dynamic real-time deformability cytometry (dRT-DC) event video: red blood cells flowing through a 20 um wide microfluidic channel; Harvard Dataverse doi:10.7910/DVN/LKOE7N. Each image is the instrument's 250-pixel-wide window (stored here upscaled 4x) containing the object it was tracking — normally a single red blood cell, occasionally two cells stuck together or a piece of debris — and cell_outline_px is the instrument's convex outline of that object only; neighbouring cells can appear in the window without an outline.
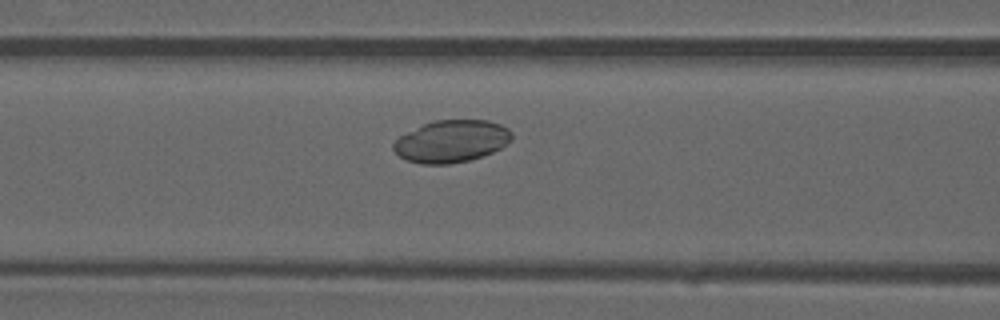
{"species": "common noctule bat (a hibernating species)", "species_latin": "Nyctalus noctula", "temperature_condition": "warm", "stored_images_in_passage": 43, "camera_frame_rate_fps": 3000, "um_per_image_px": 0.085, "animal": {"sex": "male", "forearm_length_mm": 52.5}, "frame": {"image": 1, "passage_image": 13, "time_ms": 4.0, "image_size_px": [1000, 320], "cell_outline_px": [[512, 140], [500, 148], [492, 152], [468, 160], [448, 164], [420, 164], [404, 160], [392, 148], [392, 144], [400, 136], [432, 120], [488, 120], [500, 124], [508, 128], [512, 132]], "centroid_in_image_um": [38.37, 12.0], "position_along_channel_um": 128.2, "area_um2": 29.02}}
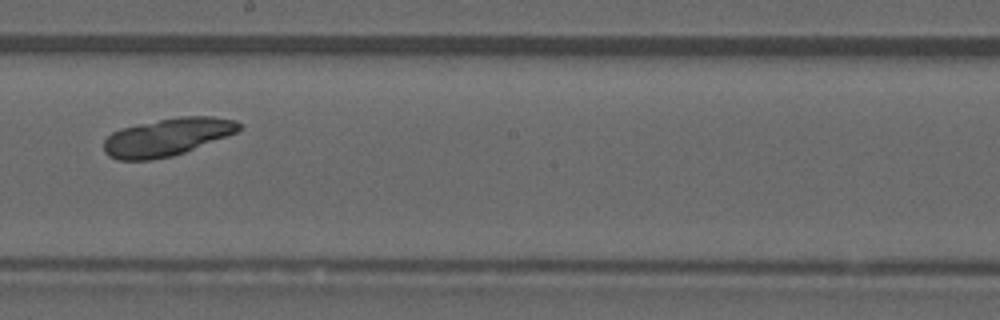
{"frame": {"image": 2, "passage_image": 21, "time_ms": 6.667, "image_size_px": [1000, 320], "cell_outline_px": [[240, 128], [236, 132], [184, 152], [172, 156], [152, 160], [116, 160], [108, 156], [104, 152], [104, 140], [112, 132], [120, 128], [136, 124], [180, 116], [212, 116], [236, 120], [240, 124]], "centroid_in_image_um": [14.15, 11.65], "position_along_channel_um": 234.0, "area_um2": 29.59}}
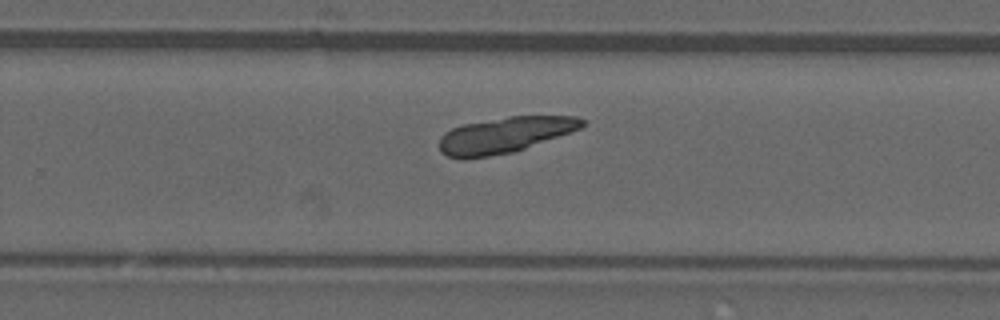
{"frame": {"image": 3, "passage_image": 25, "time_ms": 8.0, "image_size_px": [1000, 320], "cell_outline_px": [[584, 124], [580, 128], [572, 132], [512, 152], [464, 160], [460, 160], [448, 156], [440, 152], [440, 136], [444, 132], [452, 128], [464, 124], [508, 116], [576, 116], [584, 120]], "centroid_in_image_um": [42.86, 11.48], "position_along_channel_um": 286.9, "area_um2": 29.77}}